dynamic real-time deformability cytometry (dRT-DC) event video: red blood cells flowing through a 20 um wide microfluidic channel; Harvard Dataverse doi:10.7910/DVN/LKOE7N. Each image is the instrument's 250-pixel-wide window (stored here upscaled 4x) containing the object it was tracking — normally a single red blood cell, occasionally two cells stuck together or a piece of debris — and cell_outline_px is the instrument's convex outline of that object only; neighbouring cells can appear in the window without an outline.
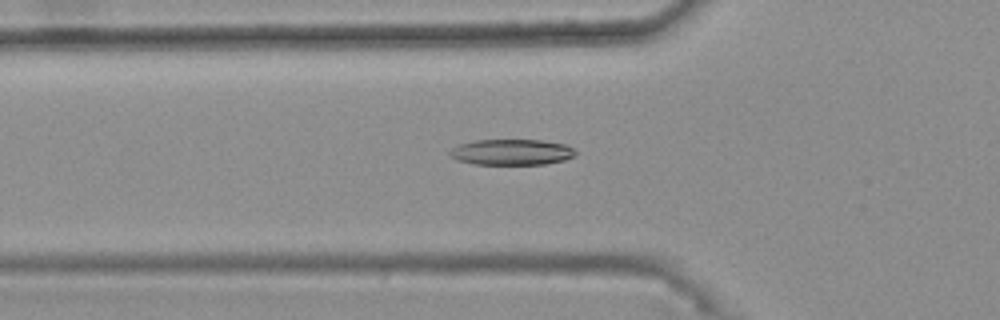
{"species": "common noctule bat (a hibernating species)", "species_latin": "Nyctalus noctula", "temperature_condition": "warm", "stored_images_in_passage": 48, "camera_frame_rate_fps": 3000, "um_per_image_px": 0.085, "animal": {"sex": "female", "body_mass_g": 25.1}, "frame": {"image": 1, "passage_image": 19, "time_ms": 6.0, "image_size_px": [1000, 320], "cell_outline_px": [[576, 156], [564, 160], [544, 164], [476, 164], [456, 160], [448, 152], [452, 148], [460, 144], [476, 140], [540, 140], [568, 144], [576, 152]], "centroid_in_image_um": [43.52, 12.92], "position_along_channel_um": 82.3, "area_um2": 18.9}}
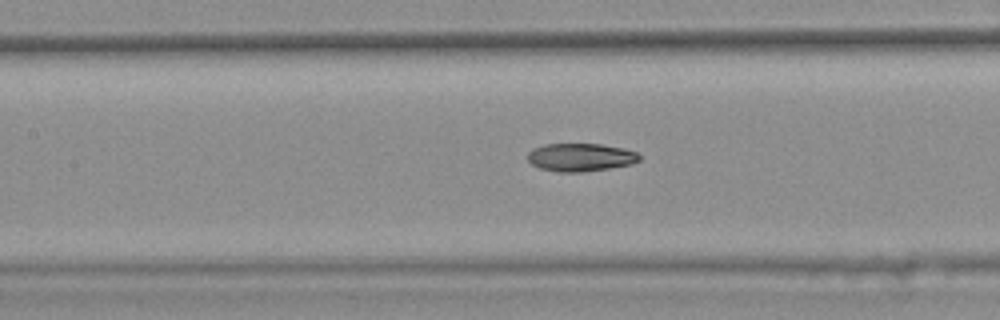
{"frame": {"image": 2, "passage_image": 25, "time_ms": 8.0, "image_size_px": [1000, 320], "cell_outline_px": [[640, 160], [632, 164], [608, 168], [580, 172], [556, 172], [540, 168], [532, 164], [528, 160], [528, 152], [532, 148], [544, 144], [600, 144], [624, 148], [636, 152], [640, 156]], "centroid_in_image_um": [49.33, 13.36], "position_along_channel_um": 158.1, "area_um2": 18.26}}
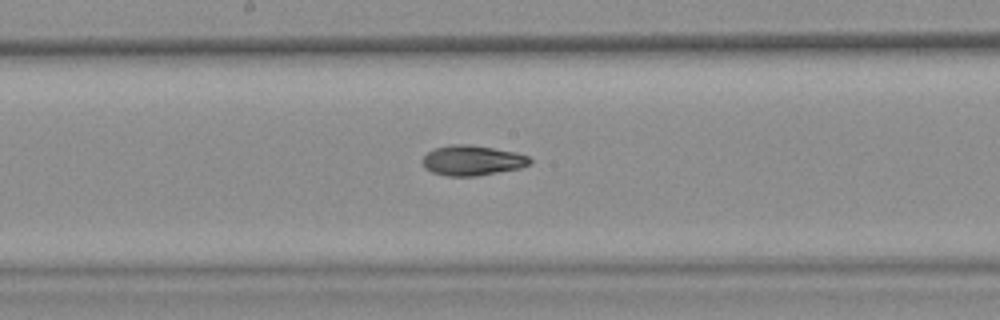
{"frame": {"image": 3, "passage_image": 29, "time_ms": 9.333, "image_size_px": [1000, 320], "cell_outline_px": [[532, 164], [520, 168], [476, 176], [448, 176], [432, 172], [424, 168], [420, 160], [432, 148], [452, 144], [468, 144], [516, 152], [528, 156], [532, 160]], "centroid_in_image_um": [40.12, 13.63], "position_along_channel_um": 208.1, "area_um2": 19.02}, "authors_computed_cell_mechanics": {"area_um2": 19.1029, "velocity_mm_per_s": 3.7604, "shape_relaxation_time_tau1_ms": null, "shape_relaxation_time_tau2_ms": 4.216, "deformation_change_tau1": null, "deformation_change_tau2": 0.1138}}